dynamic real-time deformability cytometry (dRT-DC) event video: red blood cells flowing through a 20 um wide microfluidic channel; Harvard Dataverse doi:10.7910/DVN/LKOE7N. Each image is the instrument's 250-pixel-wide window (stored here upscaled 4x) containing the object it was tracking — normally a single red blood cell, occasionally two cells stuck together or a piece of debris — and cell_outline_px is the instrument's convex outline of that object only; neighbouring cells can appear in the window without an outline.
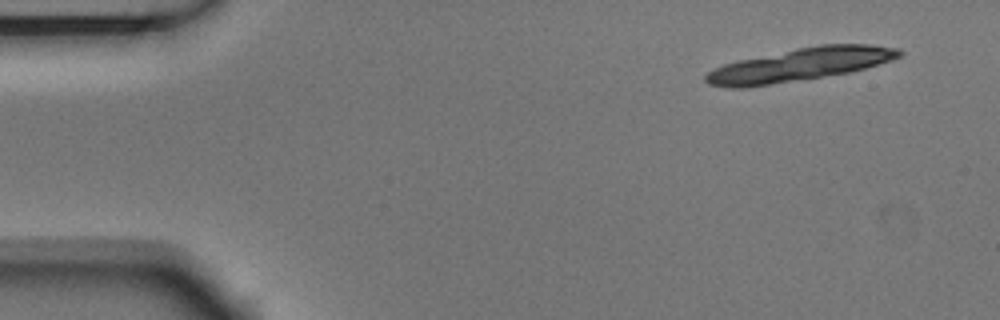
{"species": "Egyptian fruit bat (a non-hibernating species)", "species_latin": "Rousettus aegyptiacus", "temperature_condition": "room temperature", "stored_images_in_passage": 10, "camera_frame_rate_fps": 3000, "um_per_image_px": 0.085, "animal": {"sex": "male"}, "frame": {"image": 1, "passage_image": 1, "time_ms": 0.0, "image_size_px": [1000, 320], "cell_outline_px": [[904, 52], [900, 56], [892, 60], [864, 68], [848, 72], [748, 88], [728, 88], [708, 84], [704, 80], [704, 76], [708, 72], [724, 64], [740, 60], [796, 48], [820, 44], [868, 44], [900, 48]], "centroid_in_image_um": [67.99, 5.49], "position_along_channel_um": 17.0, "area_um2": 36.93}}
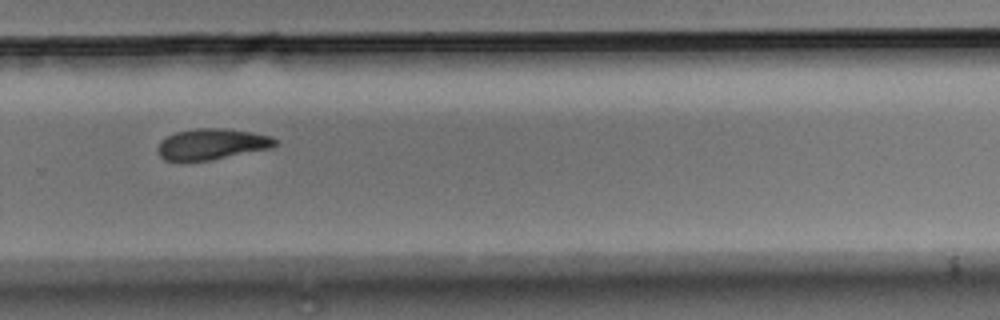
{"frame": {"image": 2, "passage_image": 10, "time_ms": 3.0, "image_size_px": [1000, 320], "cell_outline_px": [[276, 144], [272, 148], [208, 160], [180, 164], [164, 160], [160, 156], [156, 148], [160, 140], [176, 132], [196, 128], [224, 128], [252, 132], [272, 136], [276, 140]], "centroid_in_image_um": [17.93, 12.28], "position_along_channel_um": 311.9, "area_um2": 21.68}}